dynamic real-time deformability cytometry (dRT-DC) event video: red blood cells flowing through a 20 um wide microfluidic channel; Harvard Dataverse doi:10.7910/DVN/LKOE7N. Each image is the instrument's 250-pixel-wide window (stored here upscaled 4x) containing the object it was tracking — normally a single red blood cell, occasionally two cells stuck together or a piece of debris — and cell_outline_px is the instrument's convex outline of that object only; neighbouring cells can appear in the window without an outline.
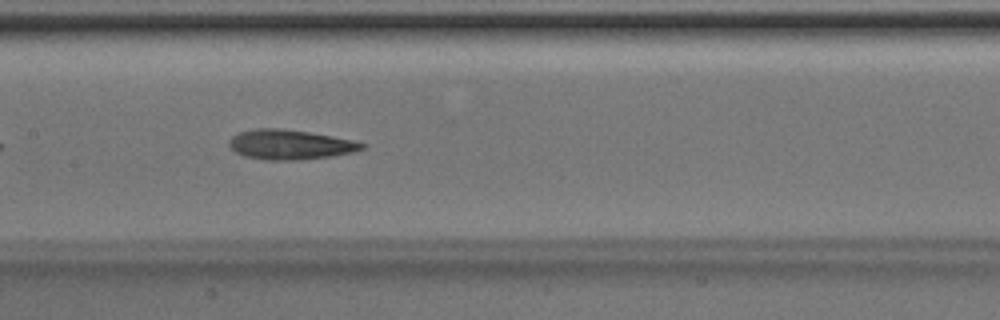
{"species": "Egyptian fruit bat (a non-hibernating species)", "species_latin": "Rousettus aegyptiacus", "temperature_condition": "room temperature", "stored_images_in_passage": 18, "camera_frame_rate_fps": 3000, "um_per_image_px": 0.085, "animal": {"sex": "male"}, "frame": {"image": 1, "passage_image": 11, "time_ms": 3.333, "image_size_px": [1000, 320], "cell_outline_px": [[364, 148], [352, 152], [332, 156], [296, 160], [264, 160], [244, 156], [228, 148], [228, 140], [232, 136], [240, 132], [256, 128], [280, 128], [308, 132], [332, 136], [352, 140], [364, 144]], "centroid_in_image_um": [24.58, 12.29], "position_along_channel_um": 182.8, "area_um2": 23.0}}